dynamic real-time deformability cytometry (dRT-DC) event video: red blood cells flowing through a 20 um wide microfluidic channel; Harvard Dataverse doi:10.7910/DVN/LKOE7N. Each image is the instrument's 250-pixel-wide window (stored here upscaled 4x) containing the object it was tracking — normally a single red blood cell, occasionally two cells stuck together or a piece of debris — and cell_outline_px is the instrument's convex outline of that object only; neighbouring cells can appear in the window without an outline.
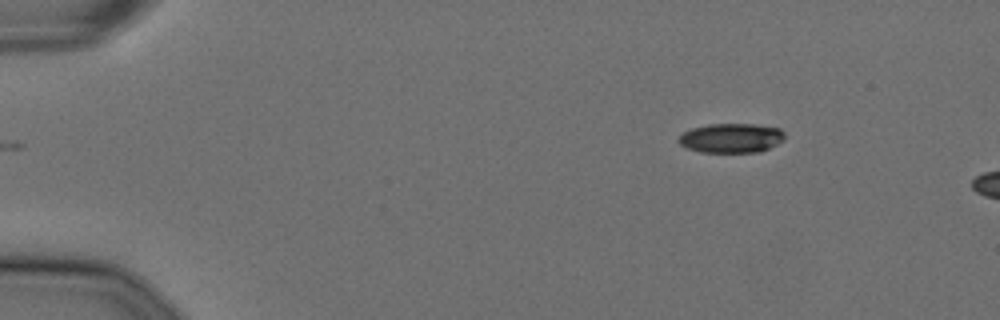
{"species": "Egyptian fruit bat (a non-hibernating species)", "species_latin": "Rousettus aegyptiacus", "temperature_condition": "cold", "stored_images_in_passage": 6, "camera_frame_rate_fps": 3000, "um_per_image_px": 0.085, "animal": {"sex": "female"}, "frame": {"image": 1, "passage_image": 1, "time_ms": 0.0, "image_size_px": [1000, 320], "cell_outline_px": [[784, 140], [768, 148], [756, 152], [700, 152], [688, 148], [680, 144], [676, 140], [684, 132], [692, 128], [708, 124], [756, 124], [780, 128], [784, 132]], "centroid_in_image_um": [62.15, 11.72], "position_along_channel_um": 22.8, "area_um2": 18.15}}